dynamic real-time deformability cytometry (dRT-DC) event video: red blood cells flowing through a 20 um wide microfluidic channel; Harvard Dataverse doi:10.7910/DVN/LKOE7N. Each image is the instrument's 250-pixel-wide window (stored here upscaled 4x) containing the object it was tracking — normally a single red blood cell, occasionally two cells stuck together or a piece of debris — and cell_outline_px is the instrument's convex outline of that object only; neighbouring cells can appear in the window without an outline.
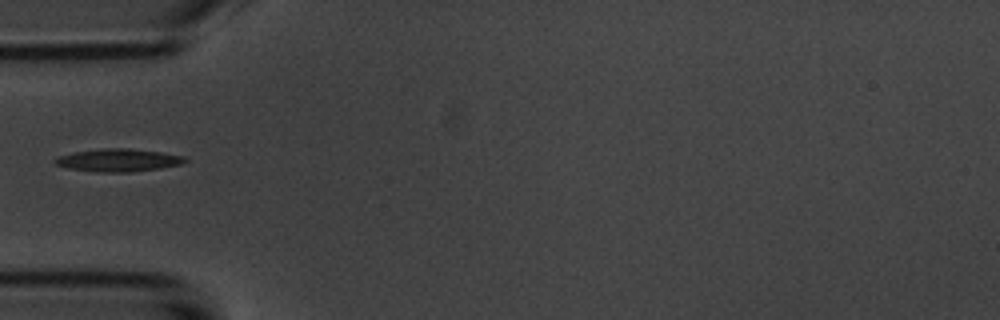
{"species": "common noctule bat (a hibernating species)", "species_latin": "Nyctalus noctula", "temperature_condition": "room temperature", "stored_images_in_passage": 4, "camera_frame_rate_fps": 3000, "um_per_image_px": 0.085, "animal": {"sex": "male", "body_mass_g": 20.1, "forearm_length_mm": 53.5}, "frame": {"image": 1, "passage_image": 3, "time_ms": 2.333, "image_size_px": [1000, 320], "cell_outline_px": [[188, 160], [180, 164], [160, 168], [132, 172], [96, 172], [68, 168], [56, 164], [52, 160], [56, 156], [76, 152], [104, 148], [128, 148], [160, 152], [184, 156]], "centroid_in_image_um": [10.03, 13.62], "position_along_channel_um": 75.0, "area_um2": 17.17}}
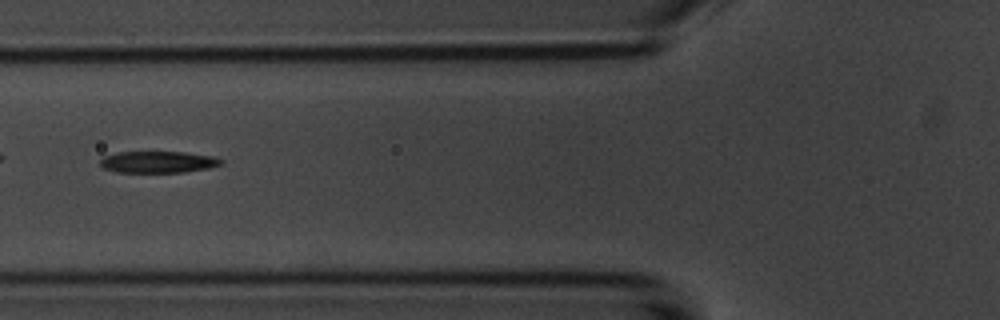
{"frame": {"image": 2, "passage_image": 4, "time_ms": 3.333, "image_size_px": [1000, 320], "cell_outline_px": [[224, 164], [208, 168], [184, 172], [116, 172], [104, 168], [100, 164], [100, 160], [104, 156], [116, 152], [184, 152], [212, 156], [224, 160]], "centroid_in_image_um": [13.45, 13.77], "position_along_channel_um": 112.4, "area_um2": 15.26}}